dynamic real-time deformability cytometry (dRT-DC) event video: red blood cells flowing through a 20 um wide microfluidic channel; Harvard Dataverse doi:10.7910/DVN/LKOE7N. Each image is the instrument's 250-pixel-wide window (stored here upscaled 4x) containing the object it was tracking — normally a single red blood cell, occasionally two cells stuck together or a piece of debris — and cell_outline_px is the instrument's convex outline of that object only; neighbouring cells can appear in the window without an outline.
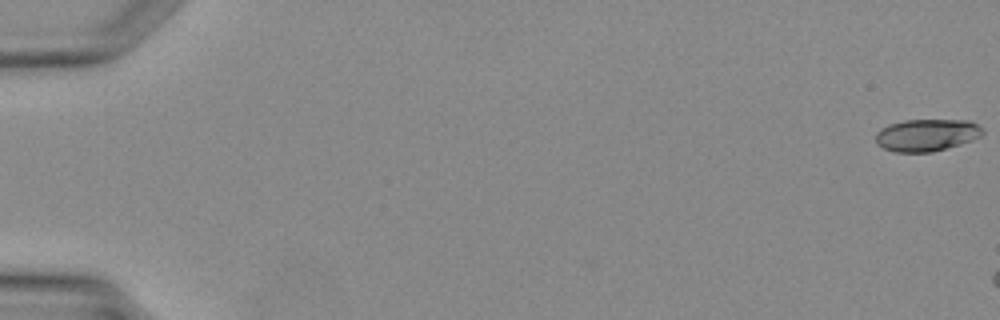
{"species": "Egyptian fruit bat (a non-hibernating species)", "species_latin": "Rousettus aegyptiacus", "temperature_condition": "warm", "stored_images_in_passage": 5, "camera_frame_rate_fps": 3000, "um_per_image_px": 0.085, "animal": {"sex": "female"}, "frame": {"image": 1, "passage_image": 1, "time_ms": 0.0, "image_size_px": [1000, 320], "cell_outline_px": [[984, 132], [980, 136], [972, 140], [960, 144], [932, 152], [892, 152], [876, 144], [876, 132], [880, 128], [888, 124], [904, 120], [968, 120], [984, 128]], "centroid_in_image_um": [78.74, 11.48], "position_along_channel_um": 6.3, "area_um2": 20.17}}